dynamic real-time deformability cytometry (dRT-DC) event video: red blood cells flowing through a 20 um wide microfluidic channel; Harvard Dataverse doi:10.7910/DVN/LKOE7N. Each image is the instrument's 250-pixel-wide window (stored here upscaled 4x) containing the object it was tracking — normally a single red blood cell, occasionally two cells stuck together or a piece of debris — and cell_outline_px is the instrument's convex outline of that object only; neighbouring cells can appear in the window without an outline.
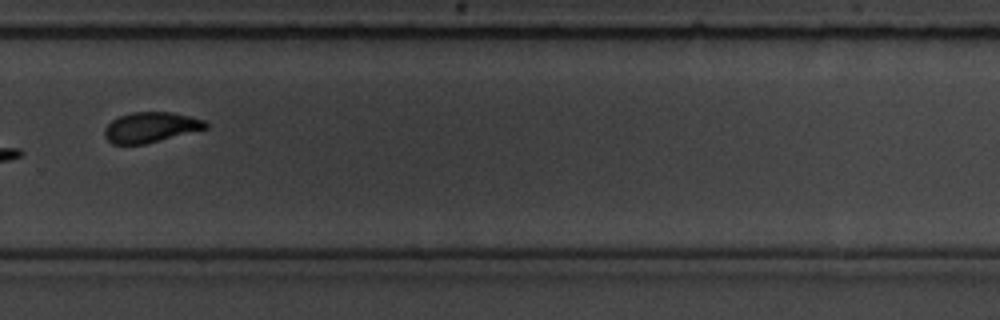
{"species": "common noctule bat (a hibernating species)", "species_latin": "Nyctalus noctula", "temperature_condition": "room temperature", "stored_images_in_passage": 10, "camera_frame_rate_fps": 3000, "um_per_image_px": 0.085, "animal": {"sex": "male", "body_mass_g": 19.5, "forearm_length_mm": 54.6}, "frame": {"image": 1, "passage_image": 10, "time_ms": 10.667, "image_size_px": [1000, 320], "cell_outline_px": [[208, 128], [144, 144], [112, 144], [104, 136], [104, 128], [112, 120], [120, 116], [132, 112], [172, 112], [204, 120], [208, 124]], "centroid_in_image_um": [12.79, 10.82], "position_along_channel_um": 317.0, "area_um2": 17.69}}